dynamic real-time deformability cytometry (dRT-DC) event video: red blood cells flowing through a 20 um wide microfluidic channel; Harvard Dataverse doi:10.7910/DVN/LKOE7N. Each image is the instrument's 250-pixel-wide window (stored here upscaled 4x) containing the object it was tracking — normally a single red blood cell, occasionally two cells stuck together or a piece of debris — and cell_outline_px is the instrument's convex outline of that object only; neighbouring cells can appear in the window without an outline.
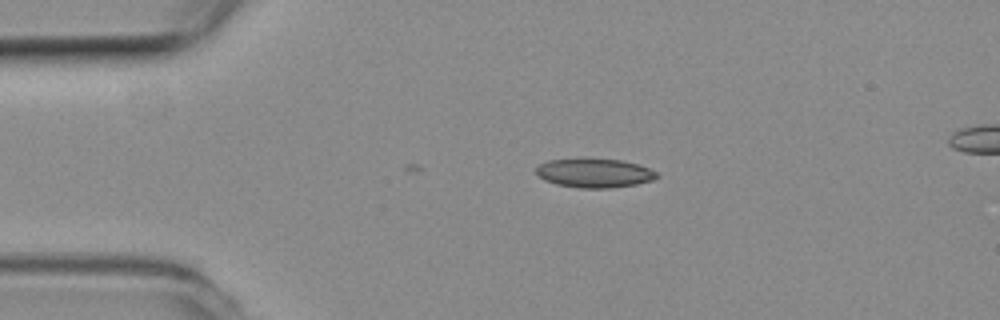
{"species": "common noctule bat (a hibernating species)", "species_latin": "Nyctalus noctula", "temperature_condition": "room temperature", "stored_images_in_passage": 6, "camera_frame_rate_fps": 3000, "um_per_image_px": 0.085, "animal": {"sex": "female", "body_mass_g": 19.3, "forearm_length_mm": 54.1}, "frame": {"image": 1, "passage_image": 4, "time_ms": 1.0, "image_size_px": [1000, 320], "cell_outline_px": [[660, 176], [652, 180], [636, 184], [612, 188], [580, 188], [556, 184], [544, 180], [536, 172], [536, 168], [540, 164], [548, 160], [584, 156], [620, 160], [636, 164], [648, 168], [656, 172]], "centroid_in_image_um": [50.49, 14.67], "position_along_channel_um": 34.5, "area_um2": 20.92}}